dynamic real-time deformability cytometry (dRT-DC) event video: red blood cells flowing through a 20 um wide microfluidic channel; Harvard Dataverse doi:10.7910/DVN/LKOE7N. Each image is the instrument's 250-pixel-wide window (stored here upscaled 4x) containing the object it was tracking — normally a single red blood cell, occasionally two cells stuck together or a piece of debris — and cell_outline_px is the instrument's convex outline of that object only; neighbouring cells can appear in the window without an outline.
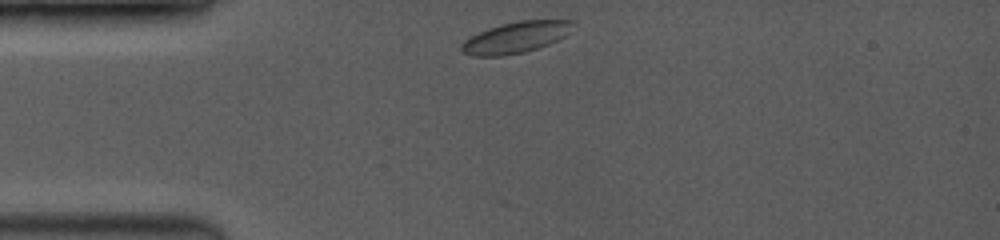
{"species": "common noctule bat (a hibernating species)", "species_latin": "Nyctalus noctula", "temperature_condition": "room temperature", "stored_images_in_passage": 38, "camera_frame_rate_fps": 3500, "um_per_image_px": 0.085, "animal": {"sex": "female", "body_mass_g": 19.0, "forearm_length_mm": 53.3}, "frame": {"image": 1, "passage_image": 1, "time_ms": 0.0, "image_size_px": [1000, 240], "cell_outline_px": [[576, 20], [564, 36], [548, 44], [524, 52], [500, 56], [476, 56], [464, 52], [460, 48], [460, 44], [464, 40], [488, 28], [500, 24], [520, 20]], "centroid_in_image_um": [43.82, 3.17], "position_along_channel_um": 41.2, "area_um2": 19.94}}
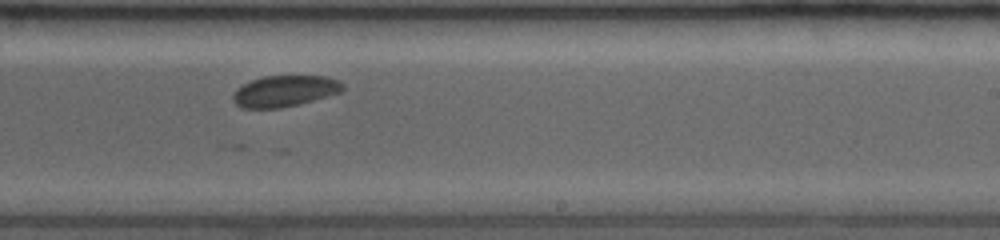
{"frame": {"image": 2, "passage_image": 23, "time_ms": 6.286, "image_size_px": [1000, 240], "cell_outline_px": [[344, 88], [340, 92], [312, 100], [280, 108], [244, 108], [236, 104], [232, 100], [232, 96], [236, 88], [252, 80], [264, 76], [328, 76], [340, 80], [344, 84]], "centroid_in_image_um": [24.19, 7.73], "position_along_channel_um": 264.8, "area_um2": 19.83}}
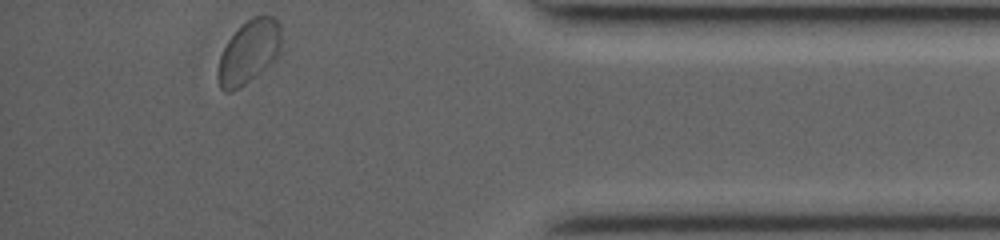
{"frame": {"image": 3, "passage_image": 38, "time_ms": 10.571, "image_size_px": [1000, 240], "cell_outline_px": [[280, 52], [260, 72], [244, 84], [232, 92], [224, 92], [220, 88], [216, 76], [216, 72], [220, 56], [228, 40], [252, 16], [272, 16], [280, 24]], "centroid_in_image_um": [21.12, 4.44], "position_along_channel_um": 414.1, "area_um2": 22.95}}